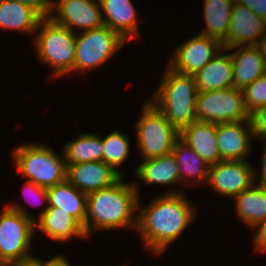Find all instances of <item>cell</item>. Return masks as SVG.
Returning <instances> with one entry per match:
<instances>
[{"mask_svg":"<svg viewBox=\"0 0 266 266\" xmlns=\"http://www.w3.org/2000/svg\"><path fill=\"white\" fill-rule=\"evenodd\" d=\"M139 201L136 229L145 249L154 255L165 252L168 245L177 240L196 218L195 206L181 190H169L142 209Z\"/></svg>","mask_w":266,"mask_h":266,"instance_id":"cell-1","label":"cell"},{"mask_svg":"<svg viewBox=\"0 0 266 266\" xmlns=\"http://www.w3.org/2000/svg\"><path fill=\"white\" fill-rule=\"evenodd\" d=\"M87 195L84 232L137 228L138 185L123 181ZM135 214V215H134ZM93 229V230H92Z\"/></svg>","mask_w":266,"mask_h":266,"instance_id":"cell-2","label":"cell"},{"mask_svg":"<svg viewBox=\"0 0 266 266\" xmlns=\"http://www.w3.org/2000/svg\"><path fill=\"white\" fill-rule=\"evenodd\" d=\"M152 99H149L179 132L198 121L197 86L194 75L174 71L168 65Z\"/></svg>","mask_w":266,"mask_h":266,"instance_id":"cell-3","label":"cell"},{"mask_svg":"<svg viewBox=\"0 0 266 266\" xmlns=\"http://www.w3.org/2000/svg\"><path fill=\"white\" fill-rule=\"evenodd\" d=\"M14 204L9 202L0 211V260L5 266L21 265L35 257L30 246L37 220L24 206Z\"/></svg>","mask_w":266,"mask_h":266,"instance_id":"cell-4","label":"cell"},{"mask_svg":"<svg viewBox=\"0 0 266 266\" xmlns=\"http://www.w3.org/2000/svg\"><path fill=\"white\" fill-rule=\"evenodd\" d=\"M12 153V164L26 180L44 188L66 180L65 158L59 157L53 148L30 142L17 146Z\"/></svg>","mask_w":266,"mask_h":266,"instance_id":"cell-5","label":"cell"},{"mask_svg":"<svg viewBox=\"0 0 266 266\" xmlns=\"http://www.w3.org/2000/svg\"><path fill=\"white\" fill-rule=\"evenodd\" d=\"M42 27V28H41ZM34 44L38 58L51 67L52 76L58 78L74 72L76 32L55 23L50 17L43 18Z\"/></svg>","mask_w":266,"mask_h":266,"instance_id":"cell-6","label":"cell"},{"mask_svg":"<svg viewBox=\"0 0 266 266\" xmlns=\"http://www.w3.org/2000/svg\"><path fill=\"white\" fill-rule=\"evenodd\" d=\"M141 110V117L135 127L136 145L143 160L171 153L175 142L180 138V132L150 100L143 104Z\"/></svg>","mask_w":266,"mask_h":266,"instance_id":"cell-7","label":"cell"},{"mask_svg":"<svg viewBox=\"0 0 266 266\" xmlns=\"http://www.w3.org/2000/svg\"><path fill=\"white\" fill-rule=\"evenodd\" d=\"M126 42L119 33L106 25L76 32L74 72H84L104 65Z\"/></svg>","mask_w":266,"mask_h":266,"instance_id":"cell-8","label":"cell"},{"mask_svg":"<svg viewBox=\"0 0 266 266\" xmlns=\"http://www.w3.org/2000/svg\"><path fill=\"white\" fill-rule=\"evenodd\" d=\"M196 116L198 121L210 123L248 121L249 112L245 107L243 91L234 87L199 91Z\"/></svg>","mask_w":266,"mask_h":266,"instance_id":"cell-9","label":"cell"},{"mask_svg":"<svg viewBox=\"0 0 266 266\" xmlns=\"http://www.w3.org/2000/svg\"><path fill=\"white\" fill-rule=\"evenodd\" d=\"M221 49L223 47L218 40L197 33L196 36L191 37L175 48L167 65L176 72L195 75Z\"/></svg>","mask_w":266,"mask_h":266,"instance_id":"cell-10","label":"cell"},{"mask_svg":"<svg viewBox=\"0 0 266 266\" xmlns=\"http://www.w3.org/2000/svg\"><path fill=\"white\" fill-rule=\"evenodd\" d=\"M256 175L255 167L253 169L247 160L220 161L210 166L207 184L214 192L233 198L250 188Z\"/></svg>","mask_w":266,"mask_h":266,"instance_id":"cell-11","label":"cell"},{"mask_svg":"<svg viewBox=\"0 0 266 266\" xmlns=\"http://www.w3.org/2000/svg\"><path fill=\"white\" fill-rule=\"evenodd\" d=\"M52 11L57 14L52 13L50 18L72 32L76 28L87 31L104 25L99 0H58L54 1Z\"/></svg>","mask_w":266,"mask_h":266,"instance_id":"cell-12","label":"cell"},{"mask_svg":"<svg viewBox=\"0 0 266 266\" xmlns=\"http://www.w3.org/2000/svg\"><path fill=\"white\" fill-rule=\"evenodd\" d=\"M266 33V21L245 5L234 2L229 32L222 43L224 51L238 46H256Z\"/></svg>","mask_w":266,"mask_h":266,"instance_id":"cell-13","label":"cell"},{"mask_svg":"<svg viewBox=\"0 0 266 266\" xmlns=\"http://www.w3.org/2000/svg\"><path fill=\"white\" fill-rule=\"evenodd\" d=\"M122 176L103 161L75 163L67 166L66 179L79 191L90 194L110 187Z\"/></svg>","mask_w":266,"mask_h":266,"instance_id":"cell-14","label":"cell"},{"mask_svg":"<svg viewBox=\"0 0 266 266\" xmlns=\"http://www.w3.org/2000/svg\"><path fill=\"white\" fill-rule=\"evenodd\" d=\"M216 138L223 161L246 160L253 149L251 138L254 136L249 121L217 123Z\"/></svg>","mask_w":266,"mask_h":266,"instance_id":"cell-15","label":"cell"},{"mask_svg":"<svg viewBox=\"0 0 266 266\" xmlns=\"http://www.w3.org/2000/svg\"><path fill=\"white\" fill-rule=\"evenodd\" d=\"M216 132L217 123L196 121L180 131V139L211 166L223 161L219 153Z\"/></svg>","mask_w":266,"mask_h":266,"instance_id":"cell-16","label":"cell"},{"mask_svg":"<svg viewBox=\"0 0 266 266\" xmlns=\"http://www.w3.org/2000/svg\"><path fill=\"white\" fill-rule=\"evenodd\" d=\"M37 228L44 232L46 236L55 241H67L72 237L87 238L83 226L71 215L65 213L60 208L48 207L39 212Z\"/></svg>","mask_w":266,"mask_h":266,"instance_id":"cell-17","label":"cell"},{"mask_svg":"<svg viewBox=\"0 0 266 266\" xmlns=\"http://www.w3.org/2000/svg\"><path fill=\"white\" fill-rule=\"evenodd\" d=\"M99 3L104 25L119 33L127 42L138 35L137 11L131 0H99Z\"/></svg>","mask_w":266,"mask_h":266,"instance_id":"cell-18","label":"cell"},{"mask_svg":"<svg viewBox=\"0 0 266 266\" xmlns=\"http://www.w3.org/2000/svg\"><path fill=\"white\" fill-rule=\"evenodd\" d=\"M224 49L211 59L194 77L197 90L210 91L233 87L234 71L230 54L222 53Z\"/></svg>","mask_w":266,"mask_h":266,"instance_id":"cell-19","label":"cell"},{"mask_svg":"<svg viewBox=\"0 0 266 266\" xmlns=\"http://www.w3.org/2000/svg\"><path fill=\"white\" fill-rule=\"evenodd\" d=\"M231 52L233 63V87L243 90L258 77L266 73V65L256 46H238Z\"/></svg>","mask_w":266,"mask_h":266,"instance_id":"cell-20","label":"cell"},{"mask_svg":"<svg viewBox=\"0 0 266 266\" xmlns=\"http://www.w3.org/2000/svg\"><path fill=\"white\" fill-rule=\"evenodd\" d=\"M43 17L17 0H0V28L32 34ZM36 30V31H35Z\"/></svg>","mask_w":266,"mask_h":266,"instance_id":"cell-21","label":"cell"},{"mask_svg":"<svg viewBox=\"0 0 266 266\" xmlns=\"http://www.w3.org/2000/svg\"><path fill=\"white\" fill-rule=\"evenodd\" d=\"M135 175L147 185H172L180 182L179 167L171 152L160 157L143 160Z\"/></svg>","mask_w":266,"mask_h":266,"instance_id":"cell-22","label":"cell"},{"mask_svg":"<svg viewBox=\"0 0 266 266\" xmlns=\"http://www.w3.org/2000/svg\"><path fill=\"white\" fill-rule=\"evenodd\" d=\"M48 207L60 208L85 225L87 194L77 190L67 179L47 188Z\"/></svg>","mask_w":266,"mask_h":266,"instance_id":"cell-23","label":"cell"},{"mask_svg":"<svg viewBox=\"0 0 266 266\" xmlns=\"http://www.w3.org/2000/svg\"><path fill=\"white\" fill-rule=\"evenodd\" d=\"M203 19L205 29L199 34L218 40L221 44L226 40L234 0H203Z\"/></svg>","mask_w":266,"mask_h":266,"instance_id":"cell-24","label":"cell"},{"mask_svg":"<svg viewBox=\"0 0 266 266\" xmlns=\"http://www.w3.org/2000/svg\"><path fill=\"white\" fill-rule=\"evenodd\" d=\"M233 199L237 217L251 230L266 219V186L253 184Z\"/></svg>","mask_w":266,"mask_h":266,"instance_id":"cell-25","label":"cell"},{"mask_svg":"<svg viewBox=\"0 0 266 266\" xmlns=\"http://www.w3.org/2000/svg\"><path fill=\"white\" fill-rule=\"evenodd\" d=\"M172 153L179 167L180 182L187 183L192 178L196 183H207L210 166L180 138L175 142Z\"/></svg>","mask_w":266,"mask_h":266,"instance_id":"cell-26","label":"cell"},{"mask_svg":"<svg viewBox=\"0 0 266 266\" xmlns=\"http://www.w3.org/2000/svg\"><path fill=\"white\" fill-rule=\"evenodd\" d=\"M63 148L66 167L75 163L103 161L102 138L93 133L78 134Z\"/></svg>","mask_w":266,"mask_h":266,"instance_id":"cell-27","label":"cell"},{"mask_svg":"<svg viewBox=\"0 0 266 266\" xmlns=\"http://www.w3.org/2000/svg\"><path fill=\"white\" fill-rule=\"evenodd\" d=\"M127 135L122 134L121 131L115 130L102 138L103 146V162L111 166L121 176L119 165L123 164L130 153V142Z\"/></svg>","mask_w":266,"mask_h":266,"instance_id":"cell-28","label":"cell"},{"mask_svg":"<svg viewBox=\"0 0 266 266\" xmlns=\"http://www.w3.org/2000/svg\"><path fill=\"white\" fill-rule=\"evenodd\" d=\"M246 110H252L266 105V73L258 77L243 90Z\"/></svg>","mask_w":266,"mask_h":266,"instance_id":"cell-29","label":"cell"},{"mask_svg":"<svg viewBox=\"0 0 266 266\" xmlns=\"http://www.w3.org/2000/svg\"><path fill=\"white\" fill-rule=\"evenodd\" d=\"M248 121L254 138H266V105L252 110Z\"/></svg>","mask_w":266,"mask_h":266,"instance_id":"cell-30","label":"cell"},{"mask_svg":"<svg viewBox=\"0 0 266 266\" xmlns=\"http://www.w3.org/2000/svg\"><path fill=\"white\" fill-rule=\"evenodd\" d=\"M23 189L25 190L23 193L27 194L28 195V198L29 199V196H32V198L34 199H38L39 202L41 200V202L43 201L44 203H47L48 205V193H47V188H44V187H41L37 184H35L34 182L32 181H28L26 180L25 181V185L23 184ZM31 198V197H30ZM30 200V199H29ZM37 202V201H36ZM40 202V203H41ZM37 206V205H36Z\"/></svg>","mask_w":266,"mask_h":266,"instance_id":"cell-31","label":"cell"},{"mask_svg":"<svg viewBox=\"0 0 266 266\" xmlns=\"http://www.w3.org/2000/svg\"><path fill=\"white\" fill-rule=\"evenodd\" d=\"M35 9L43 18L50 17L54 5L53 0H17Z\"/></svg>","mask_w":266,"mask_h":266,"instance_id":"cell-32","label":"cell"},{"mask_svg":"<svg viewBox=\"0 0 266 266\" xmlns=\"http://www.w3.org/2000/svg\"><path fill=\"white\" fill-rule=\"evenodd\" d=\"M27 266H71V264L65 256L58 254L47 261L35 256L27 261Z\"/></svg>","mask_w":266,"mask_h":266,"instance_id":"cell-33","label":"cell"},{"mask_svg":"<svg viewBox=\"0 0 266 266\" xmlns=\"http://www.w3.org/2000/svg\"><path fill=\"white\" fill-rule=\"evenodd\" d=\"M256 230V234L254 237V245L256 248L255 250L259 252H264L266 251V219L260 223H258L254 228Z\"/></svg>","mask_w":266,"mask_h":266,"instance_id":"cell-34","label":"cell"},{"mask_svg":"<svg viewBox=\"0 0 266 266\" xmlns=\"http://www.w3.org/2000/svg\"><path fill=\"white\" fill-rule=\"evenodd\" d=\"M252 9L254 13L266 21V0H234Z\"/></svg>","mask_w":266,"mask_h":266,"instance_id":"cell-35","label":"cell"},{"mask_svg":"<svg viewBox=\"0 0 266 266\" xmlns=\"http://www.w3.org/2000/svg\"><path fill=\"white\" fill-rule=\"evenodd\" d=\"M265 143H263V152H262V157H261V167H260V177H258L257 180H259L257 185L259 186H266V138L262 139Z\"/></svg>","mask_w":266,"mask_h":266,"instance_id":"cell-36","label":"cell"},{"mask_svg":"<svg viewBox=\"0 0 266 266\" xmlns=\"http://www.w3.org/2000/svg\"><path fill=\"white\" fill-rule=\"evenodd\" d=\"M256 47L258 48L261 56L264 59L265 65H266V33L264 36L258 41L256 44Z\"/></svg>","mask_w":266,"mask_h":266,"instance_id":"cell-37","label":"cell"},{"mask_svg":"<svg viewBox=\"0 0 266 266\" xmlns=\"http://www.w3.org/2000/svg\"><path fill=\"white\" fill-rule=\"evenodd\" d=\"M15 266H27V262H25L24 264H21V265H15Z\"/></svg>","mask_w":266,"mask_h":266,"instance_id":"cell-38","label":"cell"},{"mask_svg":"<svg viewBox=\"0 0 266 266\" xmlns=\"http://www.w3.org/2000/svg\"><path fill=\"white\" fill-rule=\"evenodd\" d=\"M0 266H5L4 263L0 260Z\"/></svg>","mask_w":266,"mask_h":266,"instance_id":"cell-39","label":"cell"}]
</instances>
